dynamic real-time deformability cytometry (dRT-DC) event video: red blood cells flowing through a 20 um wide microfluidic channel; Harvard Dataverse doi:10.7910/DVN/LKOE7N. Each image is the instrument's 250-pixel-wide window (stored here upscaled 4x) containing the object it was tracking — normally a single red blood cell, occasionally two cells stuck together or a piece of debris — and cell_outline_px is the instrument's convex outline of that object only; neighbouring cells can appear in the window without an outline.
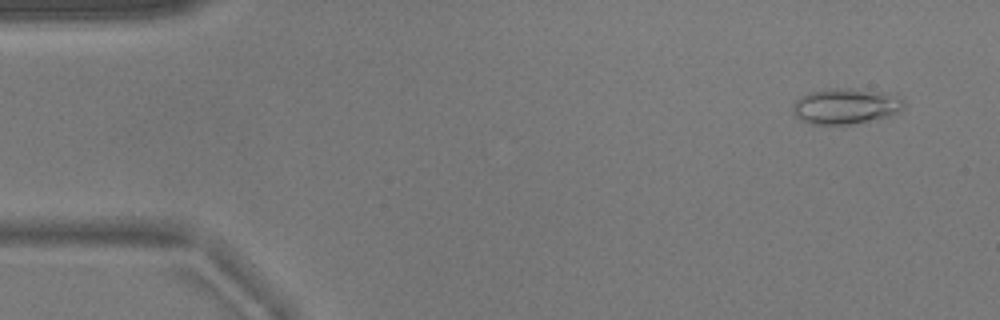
{"species": "common noctule bat (a hibernating species)", "species_latin": "Nyctalus noctula", "temperature_condition": "warm", "stored_images_in_passage": 11, "camera_frame_rate_fps": 3000, "um_per_image_px": 0.085, "animal": {"sex": "male", "body_mass_g": 17.9}, "frame": {"image": 1, "passage_image": 4, "time_ms": 1.0, "image_size_px": [1000, 320], "cell_outline_px": [[904, 108], [888, 116], [852, 124], [812, 124], [800, 120], [792, 112], [792, 104], [800, 96], [812, 92], [828, 88], [856, 88], [896, 92], [904, 100]], "centroid_in_image_um": [71.92, 8.99], "position_along_channel_um": 13.1, "area_um2": 23.58}}